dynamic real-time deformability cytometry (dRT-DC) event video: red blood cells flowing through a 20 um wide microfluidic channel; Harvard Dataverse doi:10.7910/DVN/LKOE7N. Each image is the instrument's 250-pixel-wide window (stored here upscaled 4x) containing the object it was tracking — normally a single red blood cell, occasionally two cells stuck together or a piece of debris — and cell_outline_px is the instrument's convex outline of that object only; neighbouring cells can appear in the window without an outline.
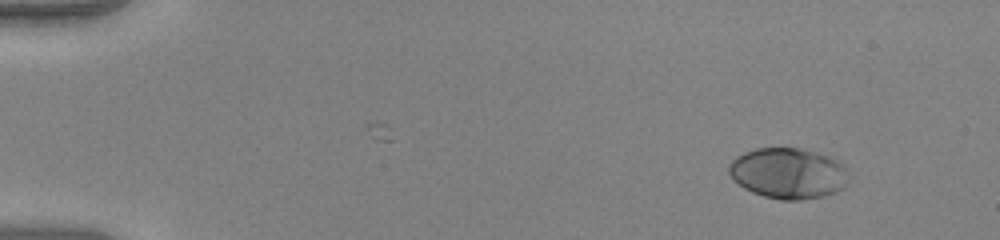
{"species": "human", "species_latin": "Homo sapiens", "temperature_condition": "warm", "stored_images_in_passage": 48, "camera_frame_rate_fps": 3000, "um_per_image_px": 0.085, "donor": {"sex": "female"}, "frame": {"image": 1, "passage_image": 1, "time_ms": 0.0, "image_size_px": [1000, 240], "cell_outline_px": [[852, 176], [844, 188], [836, 192], [824, 196], [800, 200], [780, 200], [764, 196], [752, 192], [744, 188], [732, 180], [728, 172], [728, 164], [736, 156], [744, 152], [756, 148], [800, 148], [816, 152], [840, 164]], "centroid_in_image_um": [66.97, 14.74], "position_along_channel_um": 18.0, "area_um2": 35.6}}
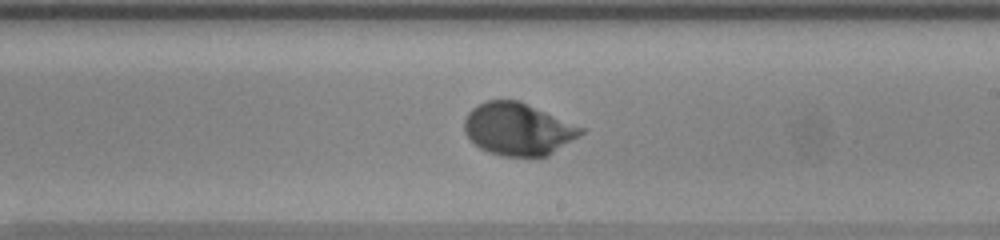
{"frame": {"image": 2, "passage_image": 28, "time_ms": 9.0, "image_size_px": [1000, 240], "cell_outline_px": [[584, 132], [580, 136], [548, 156], [504, 156], [488, 152], [480, 148], [464, 132], [464, 120], [468, 112], [476, 104], [484, 100], [520, 100], [584, 128]], "centroid_in_image_um": [44.03, 10.96], "position_along_channel_um": 245.0, "area_um2": 35.66}}
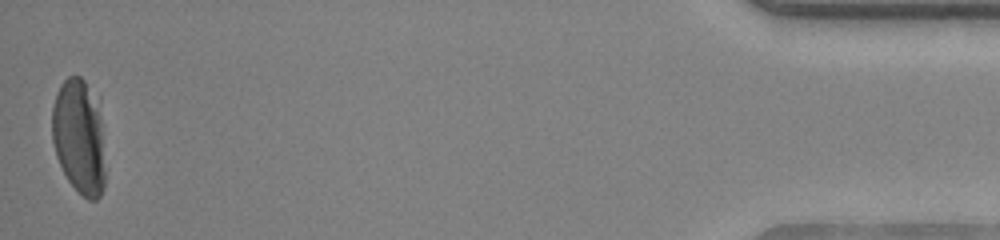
{"frame": {"image": 3, "passage_image": 48, "time_ms": 15.667, "image_size_px": [1000, 240], "cell_outline_px": [[104, 188], [100, 196], [96, 200], [88, 200], [68, 180], [56, 156], [52, 140], [52, 108], [56, 92], [60, 84], [68, 76], [80, 76], [100, 96], [104, 172]], "centroid_in_image_um": [6.74, 11.54], "position_along_channel_um": 428.5, "area_um2": 36.18}, "authors_computed_cell_mechanics": {"area_um2": 34.8823, "velocity_mm_per_s": 3.9815, "shape_relaxation_time_tau1_ms": 2.5567, "shape_relaxation_time_tau2_ms": null, "deformation_change_tau1": 0.1712, "deformation_change_tau2": null}}